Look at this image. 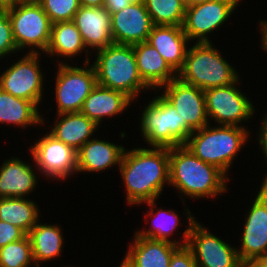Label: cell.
<instances>
[{
  "label": "cell",
  "instance_id": "12",
  "mask_svg": "<svg viewBox=\"0 0 267 267\" xmlns=\"http://www.w3.org/2000/svg\"><path fill=\"white\" fill-rule=\"evenodd\" d=\"M241 2L242 0H211L186 7L182 26L185 35L191 43H212L209 37L211 33L217 32L228 22Z\"/></svg>",
  "mask_w": 267,
  "mask_h": 267
},
{
  "label": "cell",
  "instance_id": "3",
  "mask_svg": "<svg viewBox=\"0 0 267 267\" xmlns=\"http://www.w3.org/2000/svg\"><path fill=\"white\" fill-rule=\"evenodd\" d=\"M93 56L98 85L120 91L136 103L141 93L152 91L138 73L133 45L112 43Z\"/></svg>",
  "mask_w": 267,
  "mask_h": 267
},
{
  "label": "cell",
  "instance_id": "34",
  "mask_svg": "<svg viewBox=\"0 0 267 267\" xmlns=\"http://www.w3.org/2000/svg\"><path fill=\"white\" fill-rule=\"evenodd\" d=\"M169 267H196L191 249L187 245L179 246L172 254Z\"/></svg>",
  "mask_w": 267,
  "mask_h": 267
},
{
  "label": "cell",
  "instance_id": "6",
  "mask_svg": "<svg viewBox=\"0 0 267 267\" xmlns=\"http://www.w3.org/2000/svg\"><path fill=\"white\" fill-rule=\"evenodd\" d=\"M156 92H158L156 94ZM143 107L140 118V135L149 147H176L185 145L194 132L187 122L182 121L175 107L159 91ZM159 94V95H158ZM145 107V108H144Z\"/></svg>",
  "mask_w": 267,
  "mask_h": 267
},
{
  "label": "cell",
  "instance_id": "31",
  "mask_svg": "<svg viewBox=\"0 0 267 267\" xmlns=\"http://www.w3.org/2000/svg\"><path fill=\"white\" fill-rule=\"evenodd\" d=\"M36 267L31 241L26 234L22 239L0 248V267Z\"/></svg>",
  "mask_w": 267,
  "mask_h": 267
},
{
  "label": "cell",
  "instance_id": "28",
  "mask_svg": "<svg viewBox=\"0 0 267 267\" xmlns=\"http://www.w3.org/2000/svg\"><path fill=\"white\" fill-rule=\"evenodd\" d=\"M42 223L38 221L28 233L36 267H40L42 262L48 263V261L61 257L65 242L62 225Z\"/></svg>",
  "mask_w": 267,
  "mask_h": 267
},
{
  "label": "cell",
  "instance_id": "2",
  "mask_svg": "<svg viewBox=\"0 0 267 267\" xmlns=\"http://www.w3.org/2000/svg\"><path fill=\"white\" fill-rule=\"evenodd\" d=\"M230 180L220 169L196 157L185 145L169 148V186L178 191L182 204H186L187 198L203 200L225 195Z\"/></svg>",
  "mask_w": 267,
  "mask_h": 267
},
{
  "label": "cell",
  "instance_id": "33",
  "mask_svg": "<svg viewBox=\"0 0 267 267\" xmlns=\"http://www.w3.org/2000/svg\"><path fill=\"white\" fill-rule=\"evenodd\" d=\"M18 52L8 12L0 11V60Z\"/></svg>",
  "mask_w": 267,
  "mask_h": 267
},
{
  "label": "cell",
  "instance_id": "10",
  "mask_svg": "<svg viewBox=\"0 0 267 267\" xmlns=\"http://www.w3.org/2000/svg\"><path fill=\"white\" fill-rule=\"evenodd\" d=\"M0 73V89L14 97L33 102L39 109L45 98L44 71L40 67L41 53H26ZM5 70V71H4ZM45 89V90H44Z\"/></svg>",
  "mask_w": 267,
  "mask_h": 267
},
{
  "label": "cell",
  "instance_id": "20",
  "mask_svg": "<svg viewBox=\"0 0 267 267\" xmlns=\"http://www.w3.org/2000/svg\"><path fill=\"white\" fill-rule=\"evenodd\" d=\"M91 138L77 151V174L100 173L119 167L125 150L124 145Z\"/></svg>",
  "mask_w": 267,
  "mask_h": 267
},
{
  "label": "cell",
  "instance_id": "1",
  "mask_svg": "<svg viewBox=\"0 0 267 267\" xmlns=\"http://www.w3.org/2000/svg\"><path fill=\"white\" fill-rule=\"evenodd\" d=\"M117 169L124 184L128 206L158 200L164 187H169V148H125Z\"/></svg>",
  "mask_w": 267,
  "mask_h": 267
},
{
  "label": "cell",
  "instance_id": "37",
  "mask_svg": "<svg viewBox=\"0 0 267 267\" xmlns=\"http://www.w3.org/2000/svg\"><path fill=\"white\" fill-rule=\"evenodd\" d=\"M130 3L129 0H105L103 7L112 15L126 8Z\"/></svg>",
  "mask_w": 267,
  "mask_h": 267
},
{
  "label": "cell",
  "instance_id": "23",
  "mask_svg": "<svg viewBox=\"0 0 267 267\" xmlns=\"http://www.w3.org/2000/svg\"><path fill=\"white\" fill-rule=\"evenodd\" d=\"M133 101L124 93L96 85L85 99L81 113L102 126L104 119L122 115Z\"/></svg>",
  "mask_w": 267,
  "mask_h": 267
},
{
  "label": "cell",
  "instance_id": "40",
  "mask_svg": "<svg viewBox=\"0 0 267 267\" xmlns=\"http://www.w3.org/2000/svg\"><path fill=\"white\" fill-rule=\"evenodd\" d=\"M105 0H79L81 6L85 7H103Z\"/></svg>",
  "mask_w": 267,
  "mask_h": 267
},
{
  "label": "cell",
  "instance_id": "11",
  "mask_svg": "<svg viewBox=\"0 0 267 267\" xmlns=\"http://www.w3.org/2000/svg\"><path fill=\"white\" fill-rule=\"evenodd\" d=\"M31 145L28 148L30 159L40 172L39 176L57 182L77 174V151L49 132L40 135Z\"/></svg>",
  "mask_w": 267,
  "mask_h": 267
},
{
  "label": "cell",
  "instance_id": "16",
  "mask_svg": "<svg viewBox=\"0 0 267 267\" xmlns=\"http://www.w3.org/2000/svg\"><path fill=\"white\" fill-rule=\"evenodd\" d=\"M159 91L175 107L182 121L187 122V125L193 131H197L209 124L205 95L202 89L186 84L176 78L162 86Z\"/></svg>",
  "mask_w": 267,
  "mask_h": 267
},
{
  "label": "cell",
  "instance_id": "36",
  "mask_svg": "<svg viewBox=\"0 0 267 267\" xmlns=\"http://www.w3.org/2000/svg\"><path fill=\"white\" fill-rule=\"evenodd\" d=\"M262 118V122H260V127L257 126L259 130L256 131V140L259 143L258 147L260 148V152L262 153V156L267 164V113L264 114ZM263 180H267V174L265 173Z\"/></svg>",
  "mask_w": 267,
  "mask_h": 267
},
{
  "label": "cell",
  "instance_id": "18",
  "mask_svg": "<svg viewBox=\"0 0 267 267\" xmlns=\"http://www.w3.org/2000/svg\"><path fill=\"white\" fill-rule=\"evenodd\" d=\"M73 22L79 30L87 50L92 55L114 43L111 14L104 7L81 6L76 12Z\"/></svg>",
  "mask_w": 267,
  "mask_h": 267
},
{
  "label": "cell",
  "instance_id": "8",
  "mask_svg": "<svg viewBox=\"0 0 267 267\" xmlns=\"http://www.w3.org/2000/svg\"><path fill=\"white\" fill-rule=\"evenodd\" d=\"M240 79L241 76L230 85L204 91L206 113L210 124L214 121L216 125L248 128L242 123H250L248 121L255 116L256 109L246 93L239 88Z\"/></svg>",
  "mask_w": 267,
  "mask_h": 267
},
{
  "label": "cell",
  "instance_id": "41",
  "mask_svg": "<svg viewBox=\"0 0 267 267\" xmlns=\"http://www.w3.org/2000/svg\"><path fill=\"white\" fill-rule=\"evenodd\" d=\"M17 5V0H0V11H7Z\"/></svg>",
  "mask_w": 267,
  "mask_h": 267
},
{
  "label": "cell",
  "instance_id": "42",
  "mask_svg": "<svg viewBox=\"0 0 267 267\" xmlns=\"http://www.w3.org/2000/svg\"><path fill=\"white\" fill-rule=\"evenodd\" d=\"M257 190L267 199V180H263L260 188Z\"/></svg>",
  "mask_w": 267,
  "mask_h": 267
},
{
  "label": "cell",
  "instance_id": "13",
  "mask_svg": "<svg viewBox=\"0 0 267 267\" xmlns=\"http://www.w3.org/2000/svg\"><path fill=\"white\" fill-rule=\"evenodd\" d=\"M187 246L193 253L196 267H244L235 245L228 244L197 220L191 227Z\"/></svg>",
  "mask_w": 267,
  "mask_h": 267
},
{
  "label": "cell",
  "instance_id": "27",
  "mask_svg": "<svg viewBox=\"0 0 267 267\" xmlns=\"http://www.w3.org/2000/svg\"><path fill=\"white\" fill-rule=\"evenodd\" d=\"M0 124L28 129L46 125L41 110L31 101L17 98L0 89Z\"/></svg>",
  "mask_w": 267,
  "mask_h": 267
},
{
  "label": "cell",
  "instance_id": "25",
  "mask_svg": "<svg viewBox=\"0 0 267 267\" xmlns=\"http://www.w3.org/2000/svg\"><path fill=\"white\" fill-rule=\"evenodd\" d=\"M133 50L138 73L151 90L158 91L162 86L177 78V73L149 43L134 44Z\"/></svg>",
  "mask_w": 267,
  "mask_h": 267
},
{
  "label": "cell",
  "instance_id": "24",
  "mask_svg": "<svg viewBox=\"0 0 267 267\" xmlns=\"http://www.w3.org/2000/svg\"><path fill=\"white\" fill-rule=\"evenodd\" d=\"M133 234L124 256L133 267H169L178 245Z\"/></svg>",
  "mask_w": 267,
  "mask_h": 267
},
{
  "label": "cell",
  "instance_id": "45",
  "mask_svg": "<svg viewBox=\"0 0 267 267\" xmlns=\"http://www.w3.org/2000/svg\"><path fill=\"white\" fill-rule=\"evenodd\" d=\"M207 1H211V0H191V5L204 3V2H207Z\"/></svg>",
  "mask_w": 267,
  "mask_h": 267
},
{
  "label": "cell",
  "instance_id": "22",
  "mask_svg": "<svg viewBox=\"0 0 267 267\" xmlns=\"http://www.w3.org/2000/svg\"><path fill=\"white\" fill-rule=\"evenodd\" d=\"M82 52L85 53L84 56H86L83 63L91 62L92 59L90 58L93 56L87 50L82 36L73 21L56 22L52 24L51 38L48 48L44 53L45 56L51 57V59L58 57L57 61L54 60V62H57V64H66L69 60H73L72 58L76 59L77 56L80 57ZM61 58H64L65 61L64 59L60 60Z\"/></svg>",
  "mask_w": 267,
  "mask_h": 267
},
{
  "label": "cell",
  "instance_id": "5",
  "mask_svg": "<svg viewBox=\"0 0 267 267\" xmlns=\"http://www.w3.org/2000/svg\"><path fill=\"white\" fill-rule=\"evenodd\" d=\"M218 49L213 42L191 44L177 78L203 91L234 83L240 73Z\"/></svg>",
  "mask_w": 267,
  "mask_h": 267
},
{
  "label": "cell",
  "instance_id": "44",
  "mask_svg": "<svg viewBox=\"0 0 267 267\" xmlns=\"http://www.w3.org/2000/svg\"><path fill=\"white\" fill-rule=\"evenodd\" d=\"M118 266L119 267H133L125 257H123L122 262H120V265Z\"/></svg>",
  "mask_w": 267,
  "mask_h": 267
},
{
  "label": "cell",
  "instance_id": "30",
  "mask_svg": "<svg viewBox=\"0 0 267 267\" xmlns=\"http://www.w3.org/2000/svg\"><path fill=\"white\" fill-rule=\"evenodd\" d=\"M154 25L183 26L186 6L180 0H144Z\"/></svg>",
  "mask_w": 267,
  "mask_h": 267
},
{
  "label": "cell",
  "instance_id": "4",
  "mask_svg": "<svg viewBox=\"0 0 267 267\" xmlns=\"http://www.w3.org/2000/svg\"><path fill=\"white\" fill-rule=\"evenodd\" d=\"M248 128L238 126L216 125L209 123L194 131L185 146L203 162L214 165L227 177L238 153L249 145L251 139ZM236 157V158H235Z\"/></svg>",
  "mask_w": 267,
  "mask_h": 267
},
{
  "label": "cell",
  "instance_id": "38",
  "mask_svg": "<svg viewBox=\"0 0 267 267\" xmlns=\"http://www.w3.org/2000/svg\"><path fill=\"white\" fill-rule=\"evenodd\" d=\"M258 27H259V33L261 34V46L260 48H262L264 50V52L267 53V20H260L258 21Z\"/></svg>",
  "mask_w": 267,
  "mask_h": 267
},
{
  "label": "cell",
  "instance_id": "47",
  "mask_svg": "<svg viewBox=\"0 0 267 267\" xmlns=\"http://www.w3.org/2000/svg\"><path fill=\"white\" fill-rule=\"evenodd\" d=\"M131 3L143 2L144 0H129Z\"/></svg>",
  "mask_w": 267,
  "mask_h": 267
},
{
  "label": "cell",
  "instance_id": "21",
  "mask_svg": "<svg viewBox=\"0 0 267 267\" xmlns=\"http://www.w3.org/2000/svg\"><path fill=\"white\" fill-rule=\"evenodd\" d=\"M147 43L154 47L166 63L176 72L183 67L191 45L182 26L154 25Z\"/></svg>",
  "mask_w": 267,
  "mask_h": 267
},
{
  "label": "cell",
  "instance_id": "35",
  "mask_svg": "<svg viewBox=\"0 0 267 267\" xmlns=\"http://www.w3.org/2000/svg\"><path fill=\"white\" fill-rule=\"evenodd\" d=\"M26 233L9 222L0 221V248L22 239Z\"/></svg>",
  "mask_w": 267,
  "mask_h": 267
},
{
  "label": "cell",
  "instance_id": "26",
  "mask_svg": "<svg viewBox=\"0 0 267 267\" xmlns=\"http://www.w3.org/2000/svg\"><path fill=\"white\" fill-rule=\"evenodd\" d=\"M55 124L48 131L56 139L78 151L86 142L97 134L98 128L93 120L81 112L56 114ZM97 130V131H96Z\"/></svg>",
  "mask_w": 267,
  "mask_h": 267
},
{
  "label": "cell",
  "instance_id": "19",
  "mask_svg": "<svg viewBox=\"0 0 267 267\" xmlns=\"http://www.w3.org/2000/svg\"><path fill=\"white\" fill-rule=\"evenodd\" d=\"M2 161L0 164V198H29L39 184L38 179L40 180L36 174L40 172L35 164L32 165L16 156Z\"/></svg>",
  "mask_w": 267,
  "mask_h": 267
},
{
  "label": "cell",
  "instance_id": "29",
  "mask_svg": "<svg viewBox=\"0 0 267 267\" xmlns=\"http://www.w3.org/2000/svg\"><path fill=\"white\" fill-rule=\"evenodd\" d=\"M41 208L31 198H0V221L19 227L26 234L40 220Z\"/></svg>",
  "mask_w": 267,
  "mask_h": 267
},
{
  "label": "cell",
  "instance_id": "9",
  "mask_svg": "<svg viewBox=\"0 0 267 267\" xmlns=\"http://www.w3.org/2000/svg\"><path fill=\"white\" fill-rule=\"evenodd\" d=\"M54 97L56 113L80 112L85 99L97 85L95 70L91 62L77 66L73 62L56 65Z\"/></svg>",
  "mask_w": 267,
  "mask_h": 267
},
{
  "label": "cell",
  "instance_id": "7",
  "mask_svg": "<svg viewBox=\"0 0 267 267\" xmlns=\"http://www.w3.org/2000/svg\"><path fill=\"white\" fill-rule=\"evenodd\" d=\"M7 12L19 55L26 50L44 54L50 42L52 23L41 4H17Z\"/></svg>",
  "mask_w": 267,
  "mask_h": 267
},
{
  "label": "cell",
  "instance_id": "17",
  "mask_svg": "<svg viewBox=\"0 0 267 267\" xmlns=\"http://www.w3.org/2000/svg\"><path fill=\"white\" fill-rule=\"evenodd\" d=\"M152 22L144 2L130 3L111 15V31L116 44L134 45L147 42Z\"/></svg>",
  "mask_w": 267,
  "mask_h": 267
},
{
  "label": "cell",
  "instance_id": "39",
  "mask_svg": "<svg viewBox=\"0 0 267 267\" xmlns=\"http://www.w3.org/2000/svg\"><path fill=\"white\" fill-rule=\"evenodd\" d=\"M244 267H267V257L250 260Z\"/></svg>",
  "mask_w": 267,
  "mask_h": 267
},
{
  "label": "cell",
  "instance_id": "43",
  "mask_svg": "<svg viewBox=\"0 0 267 267\" xmlns=\"http://www.w3.org/2000/svg\"><path fill=\"white\" fill-rule=\"evenodd\" d=\"M41 0H17V4L40 3Z\"/></svg>",
  "mask_w": 267,
  "mask_h": 267
},
{
  "label": "cell",
  "instance_id": "15",
  "mask_svg": "<svg viewBox=\"0 0 267 267\" xmlns=\"http://www.w3.org/2000/svg\"><path fill=\"white\" fill-rule=\"evenodd\" d=\"M156 201L157 200H152V201H147V202L138 204V207L141 205L144 206V204L147 207H149L148 211L146 212V214L144 216L145 222H149V224H147L149 227H148V229L144 228L142 230H140V228H139V230L136 229L135 233L138 236H142L145 238H151L154 240L167 241V242L173 243V244L178 245V246L187 245L191 227L195 223V221L197 220L193 216V213L191 212L189 207L187 205H185L186 209H184L185 212H183V215L187 219L186 221H184V222H187V223H185V224H187L186 225L187 227H186V229L183 230L182 234H180V235H182L181 239L179 238L177 240L176 238L172 239V237H174L173 235H176L175 231L176 230L178 231L179 226H181L183 224L180 221V219H181L179 217L180 214H178L173 209L169 210V209L161 208V206L158 208L157 206L159 204H157Z\"/></svg>",
  "mask_w": 267,
  "mask_h": 267
},
{
  "label": "cell",
  "instance_id": "32",
  "mask_svg": "<svg viewBox=\"0 0 267 267\" xmlns=\"http://www.w3.org/2000/svg\"><path fill=\"white\" fill-rule=\"evenodd\" d=\"M40 4L52 24L73 21L76 12L81 7L79 0H41Z\"/></svg>",
  "mask_w": 267,
  "mask_h": 267
},
{
  "label": "cell",
  "instance_id": "46",
  "mask_svg": "<svg viewBox=\"0 0 267 267\" xmlns=\"http://www.w3.org/2000/svg\"><path fill=\"white\" fill-rule=\"evenodd\" d=\"M186 7L191 6V0H180Z\"/></svg>",
  "mask_w": 267,
  "mask_h": 267
},
{
  "label": "cell",
  "instance_id": "14",
  "mask_svg": "<svg viewBox=\"0 0 267 267\" xmlns=\"http://www.w3.org/2000/svg\"><path fill=\"white\" fill-rule=\"evenodd\" d=\"M257 193V194H256ZM245 215V223L241 235V244L237 245V254L246 264L250 260L267 257V199L259 192Z\"/></svg>",
  "mask_w": 267,
  "mask_h": 267
}]
</instances>
